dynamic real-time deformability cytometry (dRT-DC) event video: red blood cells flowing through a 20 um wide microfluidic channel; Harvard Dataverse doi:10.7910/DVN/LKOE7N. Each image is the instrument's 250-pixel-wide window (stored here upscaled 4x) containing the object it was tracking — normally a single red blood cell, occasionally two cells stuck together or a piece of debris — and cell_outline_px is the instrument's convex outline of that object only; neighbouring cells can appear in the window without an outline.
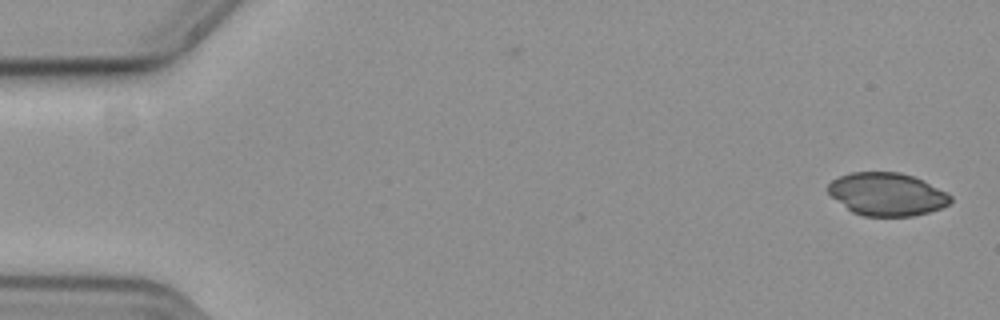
{"species": "common noctule bat (a hibernating species)", "species_latin": "Nyctalus noctula", "temperature_condition": "cold", "stored_images_in_passage": 4, "camera_frame_rate_fps": 3000, "um_per_image_px": 0.085, "animal": {"sex": "female", "body_mass_g": 19.3, "forearm_length_mm": 54.1}, "frame": {"image": 1, "passage_image": 1, "time_ms": 0.0, "image_size_px": [1000, 320], "cell_outline_px": [[952, 200], [948, 204], [940, 208], [928, 212], [912, 216], [864, 216], [852, 212], [832, 196], [828, 192], [828, 184], [832, 180], [840, 176], [852, 172], [900, 172], [912, 176], [948, 192], [952, 196]], "centroid_in_image_um": [75.4, 16.51], "position_along_channel_um": 9.6, "area_um2": 30.4}}